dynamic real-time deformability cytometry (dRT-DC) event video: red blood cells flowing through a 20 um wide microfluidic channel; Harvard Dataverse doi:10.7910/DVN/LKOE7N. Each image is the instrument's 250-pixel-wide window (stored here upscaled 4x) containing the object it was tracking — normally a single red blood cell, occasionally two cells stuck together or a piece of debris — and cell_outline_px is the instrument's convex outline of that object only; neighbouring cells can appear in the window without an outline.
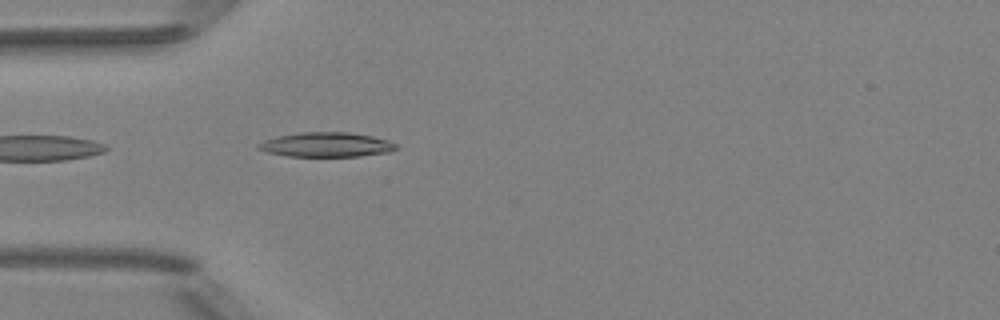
{"species": "Egyptian fruit bat (a non-hibernating species)", "species_latin": "Rousettus aegyptiacus", "temperature_condition": "room temperature", "stored_images_in_passage": 7, "camera_frame_rate_fps": 3000, "um_per_image_px": 0.085, "animal": {"sex": "female"}, "frame": {"image": 1, "passage_image": 1, "time_ms": 0.0, "image_size_px": [1000, 320], "cell_outline_px": [[400, 148], [388, 152], [360, 156], [288, 156], [268, 152], [256, 148], [256, 144], [264, 140], [276, 136], [300, 132], [348, 132], [372, 136], [388, 140], [396, 144]], "centroid_in_image_um": [27.73, 12.29], "position_along_channel_um": 57.3, "area_um2": 19.77}}
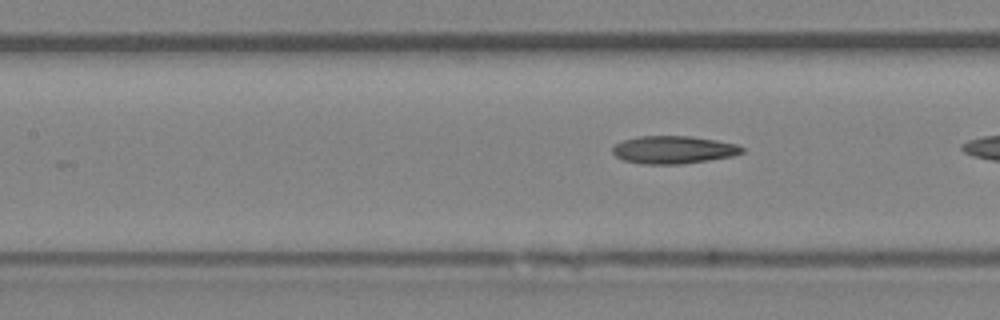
{"frame": {"image": 2, "passage_image": 6, "time_ms": 1.667, "image_size_px": [1000, 320], "cell_outline_px": [[744, 152], [732, 156], [708, 160], [680, 164], [644, 164], [624, 160], [616, 156], [612, 152], [612, 148], [616, 144], [624, 140], [640, 136], [692, 136], [716, 140], [736, 144], [744, 148]], "centroid_in_image_um": [57.25, 12.73], "position_along_channel_um": 150.1, "area_um2": 20.81}}